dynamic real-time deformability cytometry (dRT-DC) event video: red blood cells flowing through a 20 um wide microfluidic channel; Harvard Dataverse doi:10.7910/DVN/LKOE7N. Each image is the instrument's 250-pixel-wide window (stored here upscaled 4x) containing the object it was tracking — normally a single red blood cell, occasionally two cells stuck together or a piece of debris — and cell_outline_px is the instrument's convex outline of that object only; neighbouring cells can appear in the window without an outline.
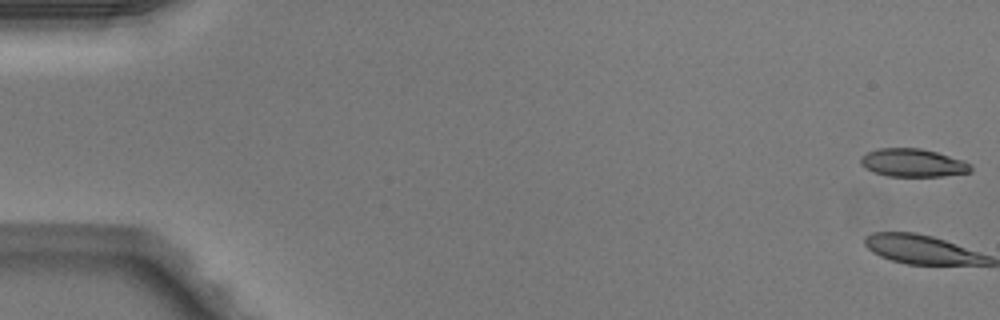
{"species": "Egyptian fruit bat (a non-hibernating species)", "species_latin": "Rousettus aegyptiacus", "temperature_condition": "warm", "stored_images_in_passage": 50, "camera_frame_rate_fps": 3000, "um_per_image_px": 0.085, "animal": {"sex": "male"}, "frame": {"image": 1, "passage_image": 1, "time_ms": 0.0, "image_size_px": [1000, 320], "cell_outline_px": [[972, 172], [944, 176], [888, 176], [872, 172], [860, 164], [860, 156], [868, 152], [880, 148], [920, 148], [936, 152], [964, 160], [972, 164]], "centroid_in_image_um": [77.61, 13.84], "position_along_channel_um": 7.4, "area_um2": 18.15}, "authors_computed_cell_mechanics": {"area_um2": 23.5535, "velocity_mm_per_s": 4.0498, "shape_relaxation_time_tau1_ms": 1.9929, "shape_relaxation_time_tau2_ms": 5.3667, "deformation_change_tau1": 0.2374, "deformation_change_tau2": 0.1639}}